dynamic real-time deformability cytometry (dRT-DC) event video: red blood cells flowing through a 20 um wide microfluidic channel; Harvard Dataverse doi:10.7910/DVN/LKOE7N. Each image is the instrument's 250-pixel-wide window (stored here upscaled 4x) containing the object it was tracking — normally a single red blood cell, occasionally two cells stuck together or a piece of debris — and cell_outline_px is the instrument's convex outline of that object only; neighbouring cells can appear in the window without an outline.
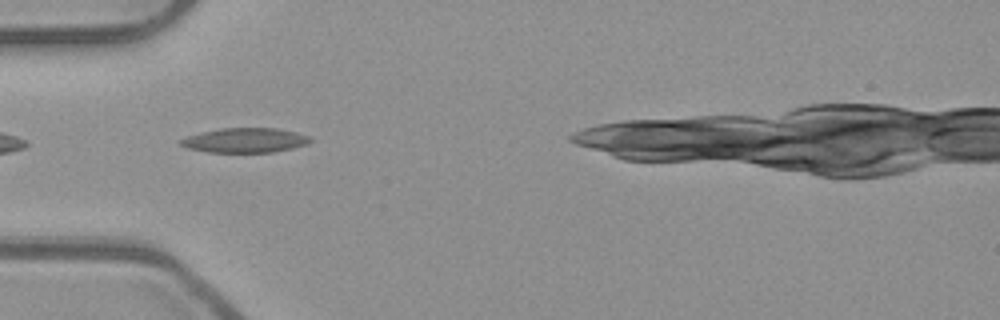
{"species": "common noctule bat (a hibernating species)", "species_latin": "Nyctalus noctula", "temperature_condition": "room temperature", "stored_images_in_passage": 32, "camera_frame_rate_fps": 3000, "um_per_image_px": 0.085, "animal": {"sex": "male", "body_mass_g": 23.1, "forearm_length_mm": 52.7}, "frame": {"image": 1, "passage_image": 1, "time_ms": 0.0, "image_size_px": [1000, 320], "cell_outline_px": [[312, 140], [308, 144], [292, 148], [272, 152], [208, 152], [188, 148], [180, 144], [180, 140], [188, 136], [204, 132], [224, 128], [276, 128], [296, 132], [308, 136]], "centroid_in_image_um": [20.86, 11.93], "position_along_channel_um": 64.1, "area_um2": 18.32}}
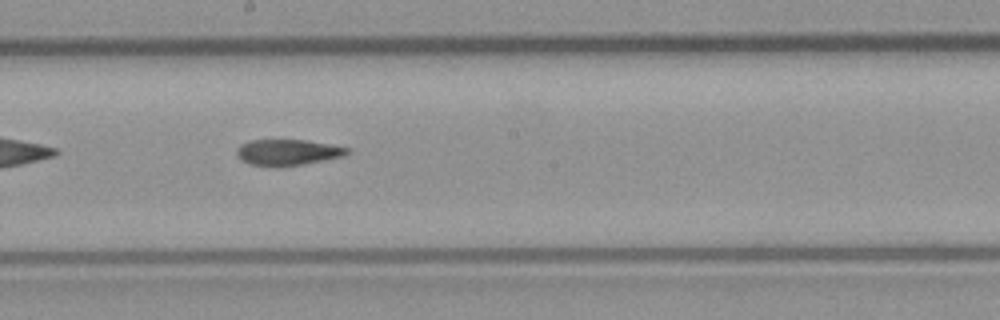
{"frame": {"image": 2, "passage_image": 13, "time_ms": 4.0, "image_size_px": [1000, 320], "cell_outline_px": [[348, 152], [344, 156], [324, 160], [300, 164], [252, 164], [244, 160], [236, 152], [244, 144], [252, 140], [304, 140], [328, 144], [348, 148]], "centroid_in_image_um": [24.53, 12.91], "position_along_channel_um": 223.7, "area_um2": 15.55}}
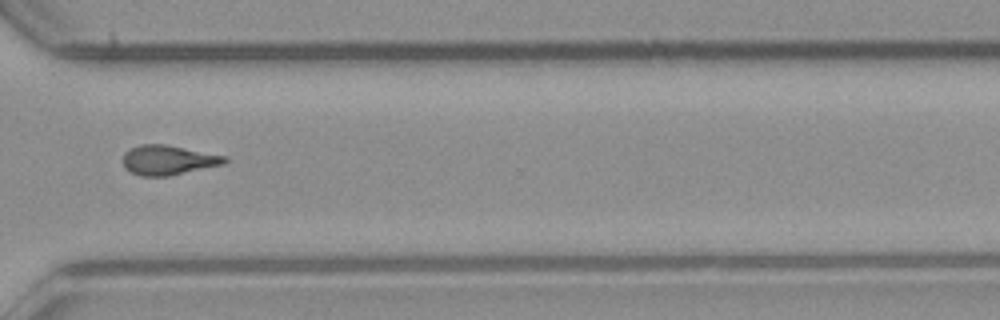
{"frame": {"image": 3, "passage_image": 23, "time_ms": 7.333, "image_size_px": [1000, 320], "cell_outline_px": [[228, 160], [224, 164], [168, 176], [140, 176], [124, 168], [124, 152], [140, 144], [164, 144], [224, 156]], "centroid_in_image_um": [14.26, 13.61], "position_along_channel_um": 356.3, "area_um2": 17.28}, "authors_computed_cell_mechanics": {"area_um2": 17.2533, "velocity_mm_per_s": 3.9855, "shape_relaxation_time_tau1_ms": 9.641, "shape_relaxation_time_tau2_ms": 4.4403, "deformation_change_tau1": 0.2032, "deformation_change_tau2": 0.1363}}